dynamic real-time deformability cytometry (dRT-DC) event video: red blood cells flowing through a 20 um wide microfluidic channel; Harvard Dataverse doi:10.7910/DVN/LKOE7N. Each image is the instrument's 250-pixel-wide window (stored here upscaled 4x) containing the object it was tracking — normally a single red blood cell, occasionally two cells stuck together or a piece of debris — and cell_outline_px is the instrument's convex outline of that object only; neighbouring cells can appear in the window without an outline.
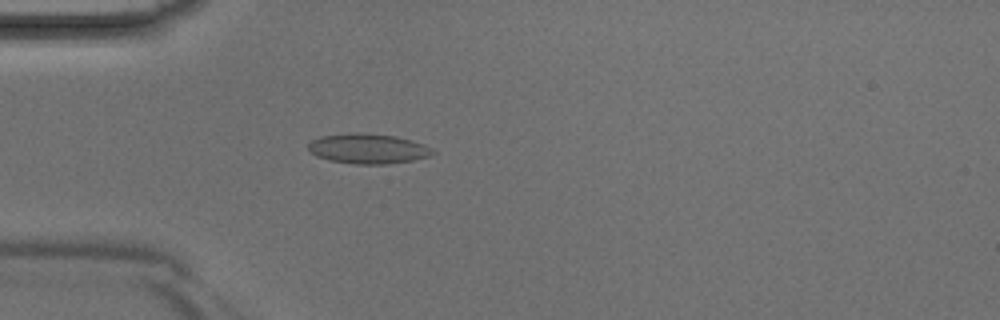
{"species": "Egyptian fruit bat (a non-hibernating species)", "species_latin": "Rousettus aegyptiacus", "temperature_condition": "room temperature", "stored_images_in_passage": 38, "camera_frame_rate_fps": 3000, "um_per_image_px": 0.085, "animal": {"sex": "male"}, "frame": {"image": 1, "passage_image": 7, "time_ms": 2.0, "image_size_px": [1000, 320], "cell_outline_px": [[436, 152], [428, 156], [412, 160], [388, 164], [356, 164], [328, 160], [316, 156], [308, 148], [308, 144], [312, 140], [320, 136], [352, 132], [396, 136], [412, 140], [424, 144], [432, 148]], "centroid_in_image_um": [31.28, 12.63], "position_along_channel_um": 53.7, "area_um2": 21.73}}
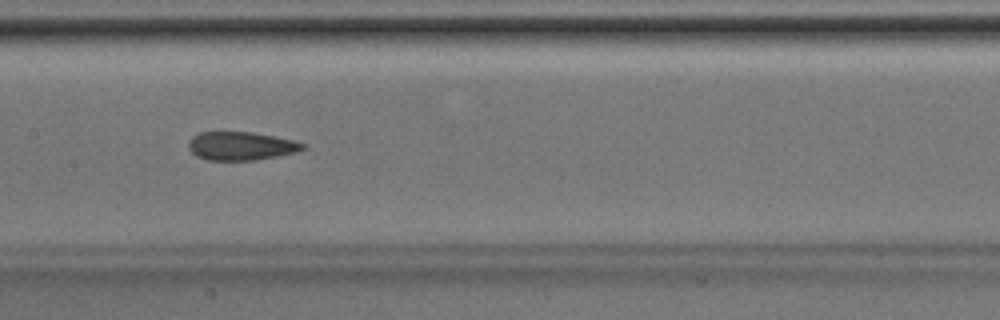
{"frame": {"image": 2, "passage_image": 16, "time_ms": 5.0, "image_size_px": [1000, 320], "cell_outline_px": [[308, 144], [304, 148], [296, 152], [256, 160], [208, 160], [196, 156], [188, 148], [188, 140], [192, 136], [200, 132], [252, 132], [296, 140]], "centroid_in_image_um": [20.49, 12.4], "position_along_channel_um": 186.9, "area_um2": 19.07}}
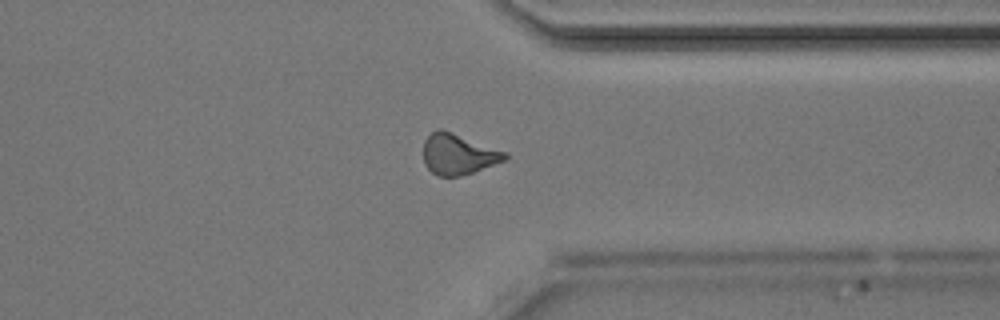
{"frame": {"image": 3, "passage_image": 28, "time_ms": 9.0, "image_size_px": [1000, 320], "cell_outline_px": [[508, 156], [504, 160], [472, 172], [460, 176], [440, 176], [432, 172], [424, 164], [424, 140], [432, 132], [440, 128], [508, 152]], "centroid_in_image_um": [38.94, 13.1], "position_along_channel_um": 372.5, "area_um2": 19.07}}